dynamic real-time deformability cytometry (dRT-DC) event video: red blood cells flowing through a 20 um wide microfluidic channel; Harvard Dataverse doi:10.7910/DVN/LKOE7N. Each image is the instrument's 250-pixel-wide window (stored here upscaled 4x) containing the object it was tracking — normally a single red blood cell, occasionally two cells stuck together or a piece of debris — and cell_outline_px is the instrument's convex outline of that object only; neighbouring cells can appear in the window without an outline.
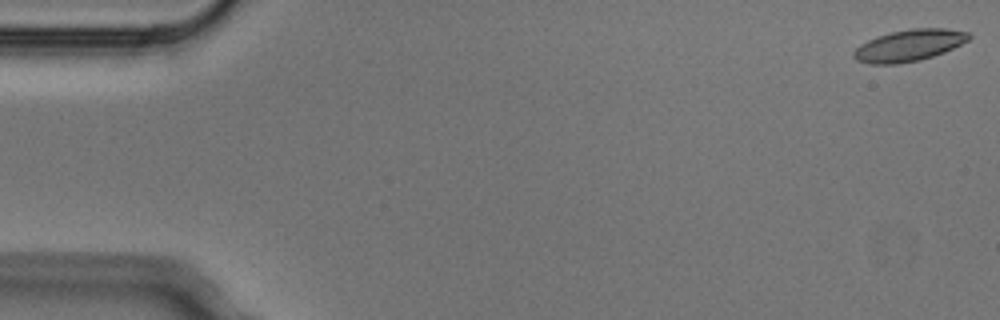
{"species": "Egyptian fruit bat (a non-hibernating species)", "species_latin": "Rousettus aegyptiacus", "temperature_condition": "cold", "stored_images_in_passage": 4, "camera_frame_rate_fps": 3000, "um_per_image_px": 0.085, "animal": {"sex": "male"}, "frame": {"image": 1, "passage_image": 1, "time_ms": 0.0, "image_size_px": [1000, 320], "cell_outline_px": [[972, 36], [968, 40], [944, 52], [920, 60], [896, 64], [868, 64], [856, 60], [852, 56], [852, 52], [860, 44], [876, 36], [892, 32], [912, 28], [944, 28], [968, 32]], "centroid_in_image_um": [77.23, 3.86], "position_along_channel_um": 7.8, "area_um2": 21.21}}